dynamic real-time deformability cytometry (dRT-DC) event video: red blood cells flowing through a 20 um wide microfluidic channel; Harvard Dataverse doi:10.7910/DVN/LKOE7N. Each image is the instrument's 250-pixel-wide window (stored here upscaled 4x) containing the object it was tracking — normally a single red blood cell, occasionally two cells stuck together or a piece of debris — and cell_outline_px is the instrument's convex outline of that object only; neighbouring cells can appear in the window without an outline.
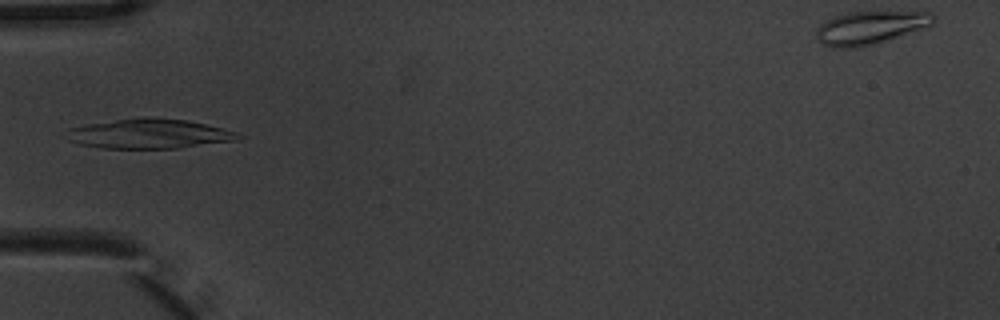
{"species": "common noctule bat (a hibernating species)", "species_latin": "Nyctalus noctula", "temperature_condition": "warm", "stored_images_in_passage": 2, "camera_frame_rate_fps": 3000, "um_per_image_px": 0.085, "animal": {"sex": "male", "body_mass_g": 20.1, "forearm_length_mm": 53.5}, "frame": {"image": 1, "passage_image": 1, "time_ms": 0.0, "image_size_px": [1000, 320], "cell_outline_px": [[244, 136], [236, 140], [176, 148], [104, 148], [80, 144], [68, 140], [68, 128], [88, 124], [144, 116], [148, 116], [188, 120], [236, 132]], "centroid_in_image_um": [12.68, 11.36], "position_along_channel_um": 72.3, "area_um2": 29.36}}